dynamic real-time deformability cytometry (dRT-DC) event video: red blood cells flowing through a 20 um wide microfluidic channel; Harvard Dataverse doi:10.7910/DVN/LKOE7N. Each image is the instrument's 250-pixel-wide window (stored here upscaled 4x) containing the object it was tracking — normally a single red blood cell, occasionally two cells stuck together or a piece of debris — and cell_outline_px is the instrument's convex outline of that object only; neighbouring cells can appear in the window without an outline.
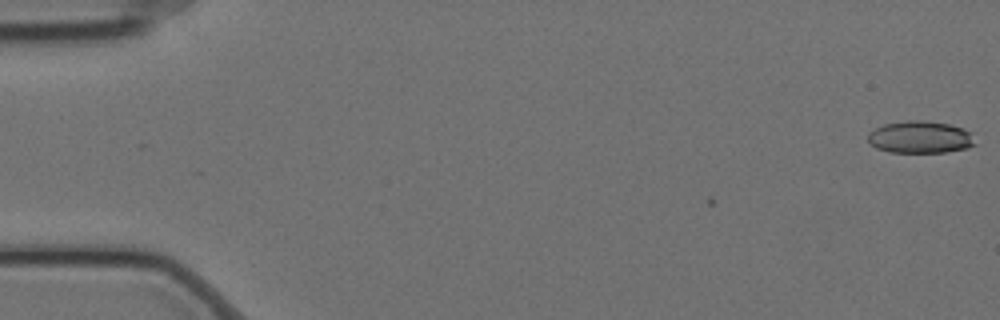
{"species": "Egyptian fruit bat (a non-hibernating species)", "species_latin": "Rousettus aegyptiacus", "temperature_condition": "cold", "stored_images_in_passage": 2, "camera_frame_rate_fps": 3000, "um_per_image_px": 0.085, "animal": {"sex": "female"}, "frame": {"image": 1, "passage_image": 2, "time_ms": 0.333, "image_size_px": [1000, 320], "cell_outline_px": [[976, 144], [968, 148], [944, 152], [888, 152], [876, 148], [868, 140], [868, 132], [884, 124], [908, 120], [924, 120], [948, 124], [964, 128], [972, 132]], "centroid_in_image_um": [78.24, 11.65], "position_along_channel_um": 6.8, "area_um2": 20.23}}